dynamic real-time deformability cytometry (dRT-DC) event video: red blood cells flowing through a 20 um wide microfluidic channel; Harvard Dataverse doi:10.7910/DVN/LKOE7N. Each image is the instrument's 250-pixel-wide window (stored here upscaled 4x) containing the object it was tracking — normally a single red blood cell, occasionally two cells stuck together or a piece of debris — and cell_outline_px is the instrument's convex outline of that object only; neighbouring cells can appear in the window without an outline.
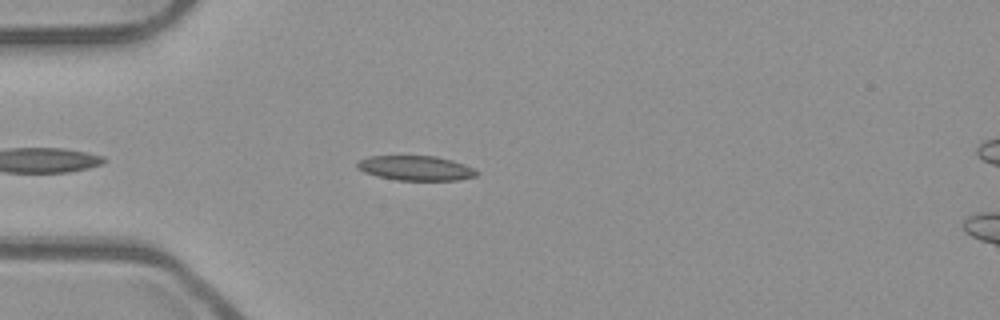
{"species": "common noctule bat (a hibernating species)", "species_latin": "Nyctalus noctula", "temperature_condition": "room temperature", "stored_images_in_passage": 29, "camera_frame_rate_fps": 3000, "um_per_image_px": 0.085, "animal": {"sex": "male", "body_mass_g": 23.1, "forearm_length_mm": 52.7}, "frame": {"image": 1, "passage_image": 6, "time_ms": 1.667, "image_size_px": [1000, 320], "cell_outline_px": [[480, 172], [476, 176], [460, 180], [396, 180], [376, 176], [364, 172], [356, 168], [356, 160], [368, 156], [436, 156], [452, 160], [464, 164]], "centroid_in_image_um": [35.3, 14.29], "position_along_channel_um": 49.7, "area_um2": 17.4}}
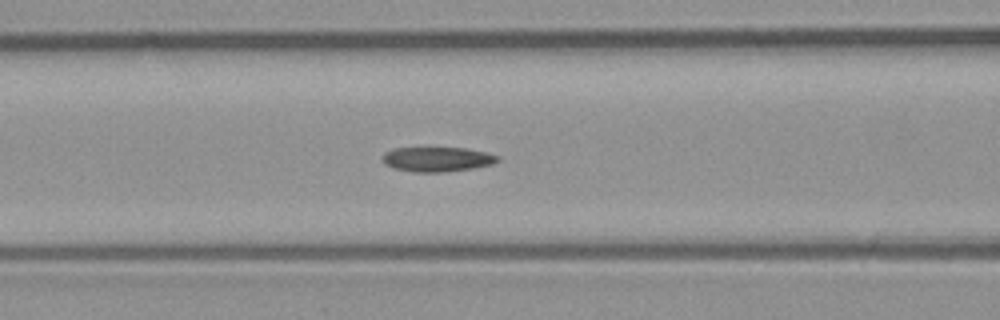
{"frame": {"image": 2, "passage_image": 13, "time_ms": 4.0, "image_size_px": [1000, 320], "cell_outline_px": [[500, 160], [492, 164], [472, 168], [444, 172], [416, 172], [392, 168], [384, 164], [380, 156], [384, 152], [392, 148], [468, 148], [500, 156]], "centroid_in_image_um": [37.11, 13.53], "position_along_channel_um": 129.5, "area_um2": 16.7}}
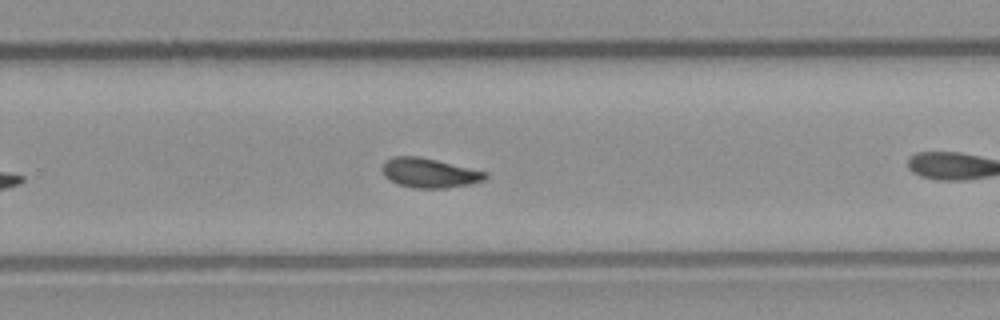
{"frame": {"image": 3, "passage_image": 22, "time_ms": 7.0, "image_size_px": [1000, 320], "cell_outline_px": [[488, 176], [484, 180], [472, 184], [448, 188], [416, 188], [396, 184], [384, 176], [380, 168], [384, 160], [396, 156], [420, 156], [488, 172]], "centroid_in_image_um": [36.48, 14.7], "position_along_channel_um": 293.3, "area_um2": 18.03}, "authors_computed_cell_mechanics": {"area_um2": 17.3978, "velocity_mm_per_s": 4.0445, "shape_relaxation_time_tau1_ms": 9.1993, "shape_relaxation_time_tau2_ms": 2.7458, "deformation_change_tau1": 0.2218, "deformation_change_tau2": 0.0853}}